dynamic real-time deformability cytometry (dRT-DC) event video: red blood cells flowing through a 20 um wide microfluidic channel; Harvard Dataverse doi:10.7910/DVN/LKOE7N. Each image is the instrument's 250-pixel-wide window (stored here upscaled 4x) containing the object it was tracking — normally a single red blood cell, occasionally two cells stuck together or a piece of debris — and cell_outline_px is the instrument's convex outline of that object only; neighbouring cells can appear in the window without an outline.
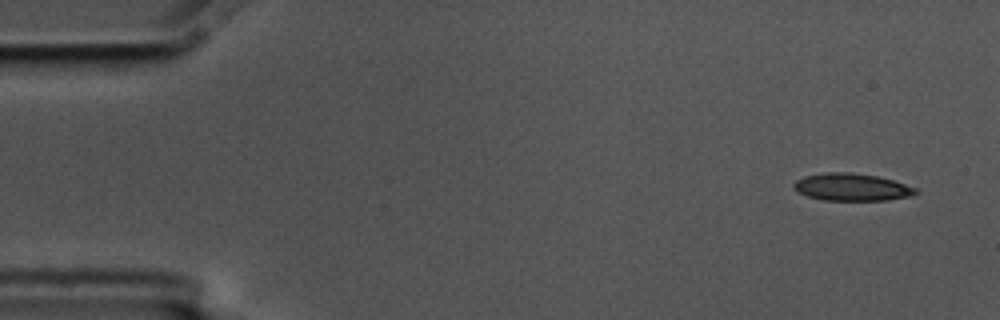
{"species": "common noctule bat (a hibernating species)", "species_latin": "Nyctalus noctula", "temperature_condition": "cold", "stored_images_in_passage": 5, "camera_frame_rate_fps": 3000, "um_per_image_px": 0.085, "animal": {"sex": "male", "body_mass_g": 17.5, "forearm_length_mm": 52.3}, "frame": {"image": 1, "passage_image": 1, "time_ms": 0.0, "image_size_px": [1000, 320], "cell_outline_px": [[920, 192], [912, 196], [888, 200], [824, 200], [808, 196], [792, 188], [792, 184], [796, 180], [804, 176], [824, 172], [848, 172], [876, 176], [892, 180], [916, 188]], "centroid_in_image_um": [72.4, 15.9], "position_along_channel_um": 12.6, "area_um2": 19.42}}
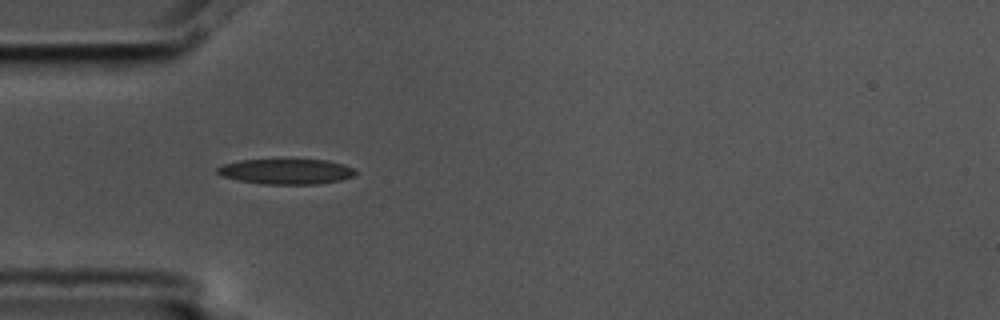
{"frame": {"image": 2, "passage_image": 4, "time_ms": 1.0, "image_size_px": [1000, 320], "cell_outline_px": [[356, 172], [352, 176], [340, 180], [316, 184], [260, 184], [240, 180], [224, 176], [216, 172], [216, 168], [224, 164], [240, 160], [328, 160], [344, 164], [356, 168]], "centroid_in_image_um": [24.36, 14.57], "position_along_channel_um": 60.6, "area_um2": 20.23}}